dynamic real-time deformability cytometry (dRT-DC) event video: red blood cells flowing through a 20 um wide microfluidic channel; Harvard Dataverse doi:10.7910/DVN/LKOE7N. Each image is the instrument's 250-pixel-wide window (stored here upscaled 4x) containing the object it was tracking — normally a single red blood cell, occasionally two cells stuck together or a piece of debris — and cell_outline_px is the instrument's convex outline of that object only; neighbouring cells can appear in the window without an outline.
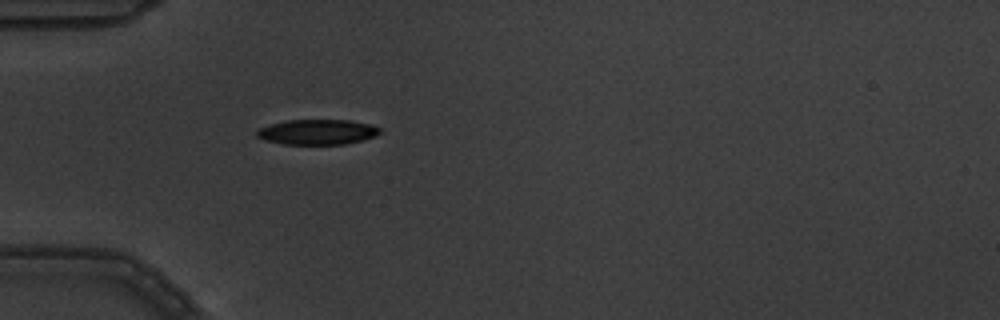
{"species": "common noctule bat (a hibernating species)", "species_latin": "Nyctalus noctula", "temperature_condition": "warm", "stored_images_in_passage": 3, "camera_frame_rate_fps": 3000, "um_per_image_px": 0.085, "animal": {"sex": "male", "body_mass_g": 19.5, "forearm_length_mm": 54.6}, "frame": {"image": 1, "passage_image": 3, "time_ms": 0.667, "image_size_px": [1000, 320], "cell_outline_px": [[380, 132], [376, 136], [364, 140], [344, 144], [284, 144], [264, 140], [256, 136], [256, 132], [260, 128], [272, 124], [288, 120], [348, 120], [372, 124], [380, 128]], "centroid_in_image_um": [27.01, 11.22], "position_along_channel_um": 58.0, "area_um2": 18.03}}